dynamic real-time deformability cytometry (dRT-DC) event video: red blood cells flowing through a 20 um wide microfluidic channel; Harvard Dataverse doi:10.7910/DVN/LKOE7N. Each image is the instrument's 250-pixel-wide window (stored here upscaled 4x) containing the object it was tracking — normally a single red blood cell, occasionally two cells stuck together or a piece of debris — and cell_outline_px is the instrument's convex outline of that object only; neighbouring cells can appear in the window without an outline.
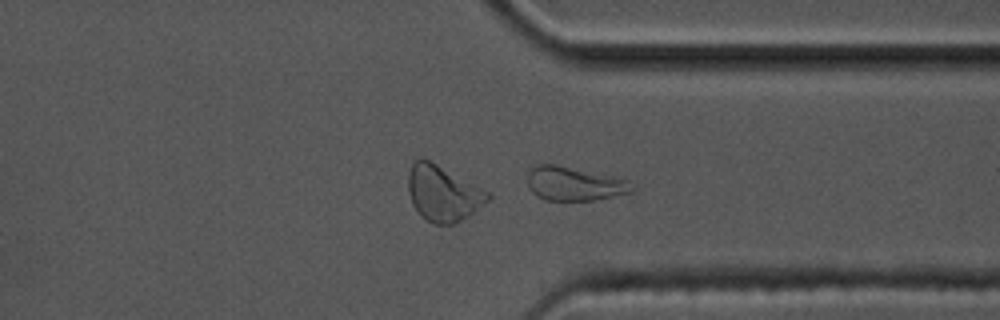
{"species": "common noctule bat (a hibernating species)", "species_latin": "Nyctalus noctula", "temperature_condition": "cold", "stored_images_in_passage": 55, "camera_frame_rate_fps": 3000, "um_per_image_px": 0.085, "animal": {"sex": "male", "body_mass_g": 17.5, "forearm_length_mm": 52.3}, "frame": {"image": 1, "passage_image": 42, "time_ms": 13.667, "image_size_px": [1000, 320], "cell_outline_px": [[636, 188], [632, 192], [596, 200], [544, 200], [536, 196], [532, 192], [528, 184], [528, 172], [536, 164], [556, 164], [616, 176], [628, 180]], "centroid_in_image_um": [48.84, 15.61], "position_along_channel_um": 362.6, "area_um2": 20.92}, "authors_computed_cell_mechanics": {"area_um2": 26.4146, "velocity_mm_per_s": 3.5409, "shape_relaxation_time_tau1_ms": 4.0989, "shape_relaxation_time_tau2_ms": 3.0567, "deformation_change_tau1": 0.1439, "deformation_change_tau2": 0.1068}}